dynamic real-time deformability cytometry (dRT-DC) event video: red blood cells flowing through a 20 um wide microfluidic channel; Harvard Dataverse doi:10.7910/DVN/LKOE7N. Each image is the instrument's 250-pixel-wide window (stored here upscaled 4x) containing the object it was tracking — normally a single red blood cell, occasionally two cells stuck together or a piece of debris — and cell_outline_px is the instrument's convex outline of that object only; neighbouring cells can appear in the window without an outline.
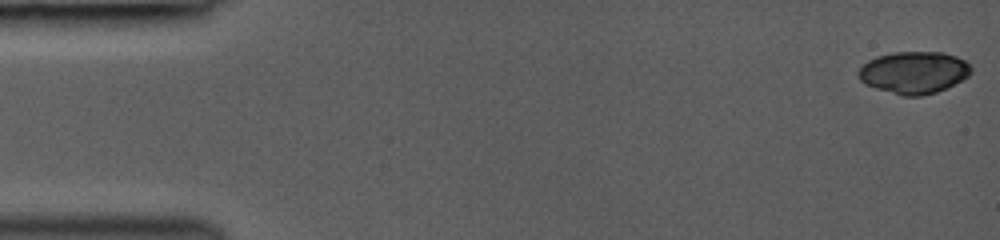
{"species": "common noctule bat (a hibernating species)", "species_latin": "Nyctalus noctula", "temperature_condition": "room temperature", "stored_images_in_passage": 47, "camera_frame_rate_fps": 3000, "um_per_image_px": 0.085, "animal": {"sex": "female", "body_mass_g": 19.0, "forearm_length_mm": 53.3}, "frame": {"image": 1, "passage_image": 1, "time_ms": 0.0, "image_size_px": [1000, 240], "cell_outline_px": [[972, 72], [968, 76], [936, 92], [920, 96], [904, 96], [876, 88], [864, 84], [860, 80], [856, 72], [868, 60], [876, 56], [892, 52], [940, 52], [956, 56], [964, 60], [972, 68]], "centroid_in_image_um": [77.64, 6.15], "position_along_channel_um": 7.4, "area_um2": 27.51}}
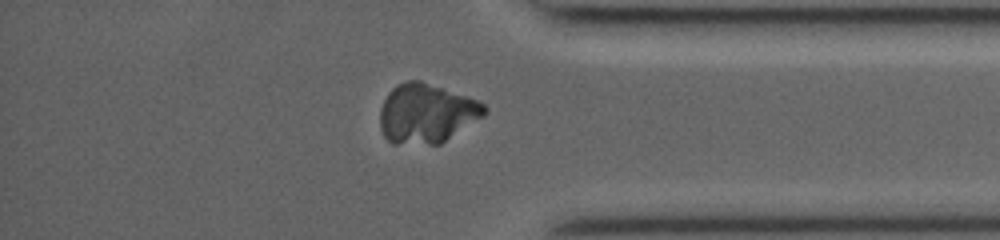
{"frame": {"image": 2, "passage_image": 39, "time_ms": 12.667, "image_size_px": [1000, 240], "cell_outline_px": [[488, 108], [484, 116], [440, 144], [392, 144], [384, 136], [380, 128], [380, 108], [388, 92], [396, 84], [408, 80], [420, 80], [476, 100], [484, 104]], "centroid_in_image_um": [36.22, 9.65], "position_along_channel_um": 399.0, "area_um2": 36.13}}
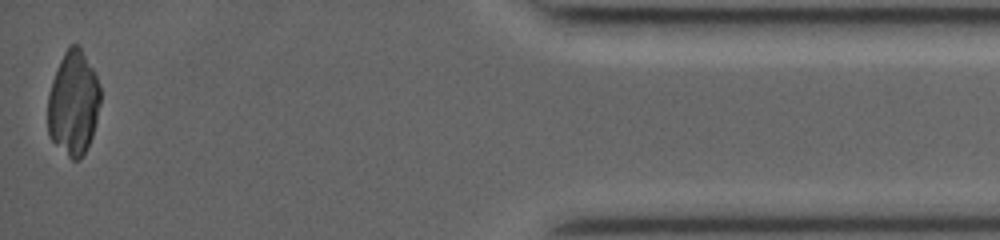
{"frame": {"image": 3, "passage_image": 47, "time_ms": 14.667, "image_size_px": [1000, 240], "cell_outline_px": [[100, 104], [92, 136], [80, 160], [72, 160], [48, 136], [48, 92], [52, 80], [60, 60], [68, 44], [80, 44], [100, 84]], "centroid_in_image_um": [6.23, 8.73], "position_along_channel_um": 429.0, "area_um2": 32.08}}